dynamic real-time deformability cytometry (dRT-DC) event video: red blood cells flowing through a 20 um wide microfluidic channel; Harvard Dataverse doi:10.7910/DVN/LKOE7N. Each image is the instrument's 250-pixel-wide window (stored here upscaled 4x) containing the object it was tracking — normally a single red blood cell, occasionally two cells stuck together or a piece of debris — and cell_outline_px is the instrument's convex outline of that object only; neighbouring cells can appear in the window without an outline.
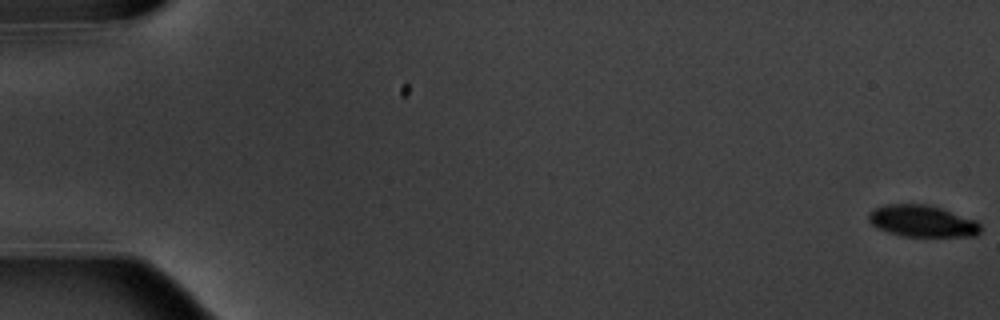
{"species": "common noctule bat (a hibernating species)", "species_latin": "Nyctalus noctula", "temperature_condition": "warm", "stored_images_in_passage": 7, "segment_of_instrument_passage": [2, 2], "camera_frame_rate_fps": 3000, "um_per_image_px": 0.085, "animal": {"sex": "male", "body_mass_g": 20.1, "forearm_length_mm": 53.5}, "frame": {"image": 1, "passage_image": 7, "time_ms": 7.0, "image_size_px": [1000, 320], "cell_outline_px": [[980, 232], [976, 236], [904, 236], [888, 232], [876, 228], [868, 220], [868, 212], [872, 208], [884, 204], [928, 204], [976, 220], [980, 224]], "centroid_in_image_um": [78.34, 18.78], "position_along_channel_um": 6.7, "area_um2": 20.75}}